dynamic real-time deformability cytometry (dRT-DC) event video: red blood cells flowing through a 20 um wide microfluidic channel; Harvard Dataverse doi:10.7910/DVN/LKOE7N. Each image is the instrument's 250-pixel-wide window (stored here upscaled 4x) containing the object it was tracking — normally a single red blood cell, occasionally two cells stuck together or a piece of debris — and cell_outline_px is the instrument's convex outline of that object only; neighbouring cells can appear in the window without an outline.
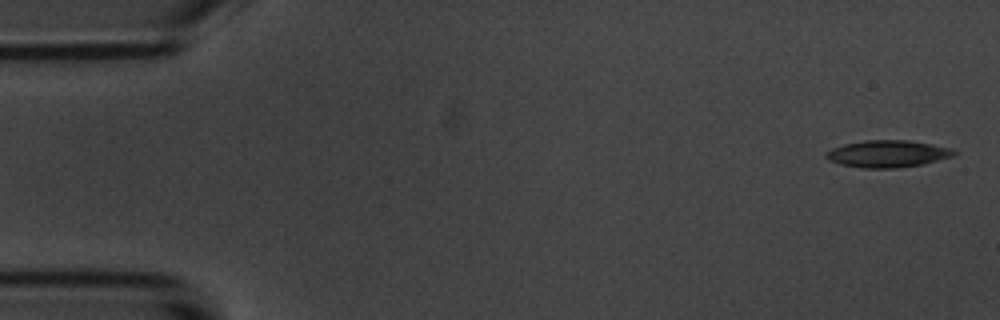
{"species": "common noctule bat (a hibernating species)", "species_latin": "Nyctalus noctula", "temperature_condition": "room temperature", "stored_images_in_passage": 5, "camera_frame_rate_fps": 3000, "um_per_image_px": 0.085, "animal": {"sex": "male", "body_mass_g": 20.1, "forearm_length_mm": 53.5}, "frame": {"image": 1, "passage_image": 1, "time_ms": 0.0, "image_size_px": [1000, 320], "cell_outline_px": [[956, 156], [924, 164], [896, 168], [860, 168], [840, 164], [828, 160], [824, 156], [832, 148], [844, 144], [864, 140], [908, 140], [932, 144], [952, 148], [956, 152]], "centroid_in_image_um": [75.48, 13.07], "position_along_channel_um": 9.5, "area_um2": 20.35}}
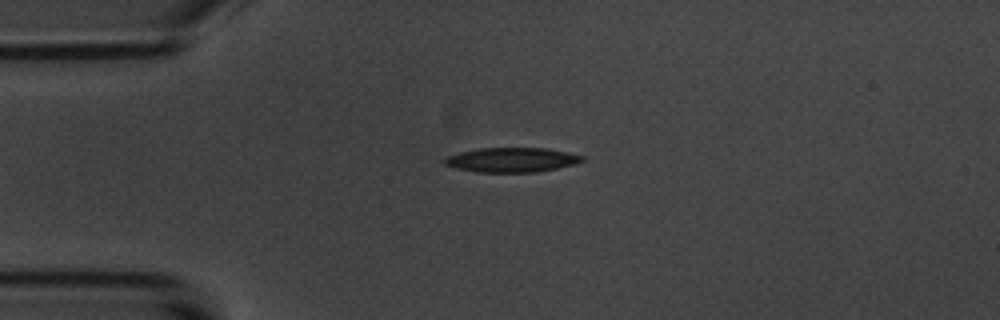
{"frame": {"image": 2, "passage_image": 4, "time_ms": 3.667, "image_size_px": [1000, 320], "cell_outline_px": [[584, 160], [576, 164], [536, 172], [476, 172], [456, 168], [444, 164], [440, 160], [448, 156], [460, 152], [480, 148], [544, 148], [568, 152], [584, 156]], "centroid_in_image_um": [43.48, 13.59], "position_along_channel_um": 41.5, "area_um2": 19.71}}